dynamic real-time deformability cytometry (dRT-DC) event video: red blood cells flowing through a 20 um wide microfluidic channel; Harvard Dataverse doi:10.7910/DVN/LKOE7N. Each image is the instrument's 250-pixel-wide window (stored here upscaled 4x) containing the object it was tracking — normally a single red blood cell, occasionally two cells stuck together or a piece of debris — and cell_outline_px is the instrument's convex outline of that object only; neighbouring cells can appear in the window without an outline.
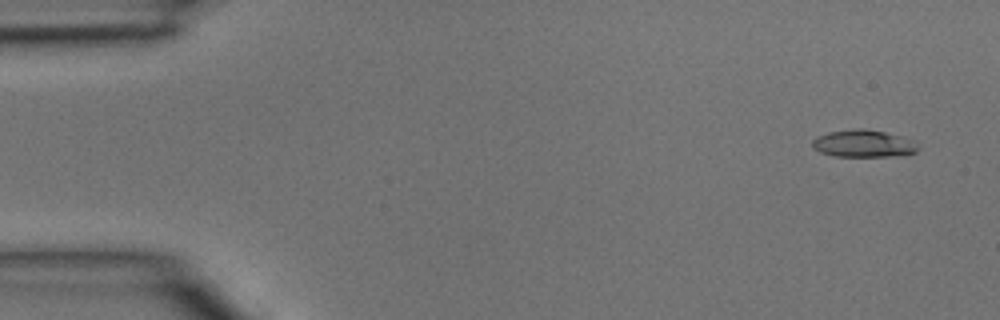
{"species": "common noctule bat (a hibernating species)", "species_latin": "Nyctalus noctula", "temperature_condition": "room temperature", "stored_images_in_passage": 4, "camera_frame_rate_fps": 3000, "um_per_image_px": 0.085, "animal": {"sex": "male", "body_mass_g": 15.6}, "frame": {"image": 1, "passage_image": 1, "time_ms": 0.0, "image_size_px": [1000, 320], "cell_outline_px": [[920, 148], [916, 152], [904, 156], [832, 156], [820, 152], [812, 148], [812, 140], [816, 136], [828, 132], [856, 128], [864, 128], [884, 132], [900, 136], [912, 140]], "centroid_in_image_um": [73.38, 12.21], "position_along_channel_um": 11.6, "area_um2": 16.99}}
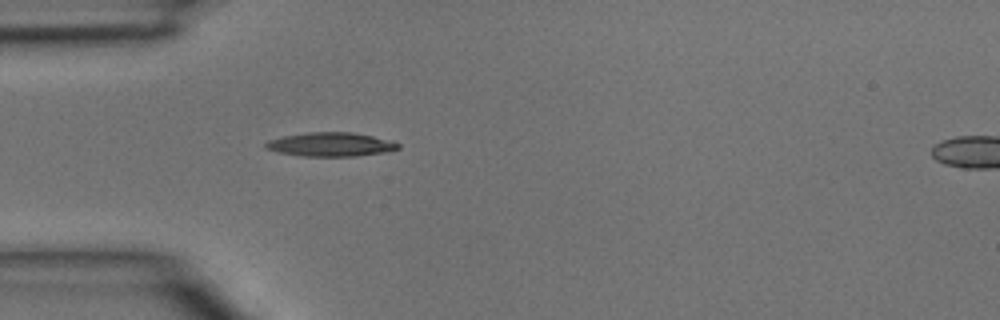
{"frame": {"image": 2, "passage_image": 4, "time_ms": 1.0, "image_size_px": [1000, 320], "cell_outline_px": [[400, 148], [384, 152], [356, 156], [304, 156], [280, 152], [264, 148], [264, 144], [268, 140], [284, 136], [308, 132], [352, 132], [392, 140], [400, 144]], "centroid_in_image_um": [28.12, 12.27], "position_along_channel_um": 56.9, "area_um2": 18.38}}